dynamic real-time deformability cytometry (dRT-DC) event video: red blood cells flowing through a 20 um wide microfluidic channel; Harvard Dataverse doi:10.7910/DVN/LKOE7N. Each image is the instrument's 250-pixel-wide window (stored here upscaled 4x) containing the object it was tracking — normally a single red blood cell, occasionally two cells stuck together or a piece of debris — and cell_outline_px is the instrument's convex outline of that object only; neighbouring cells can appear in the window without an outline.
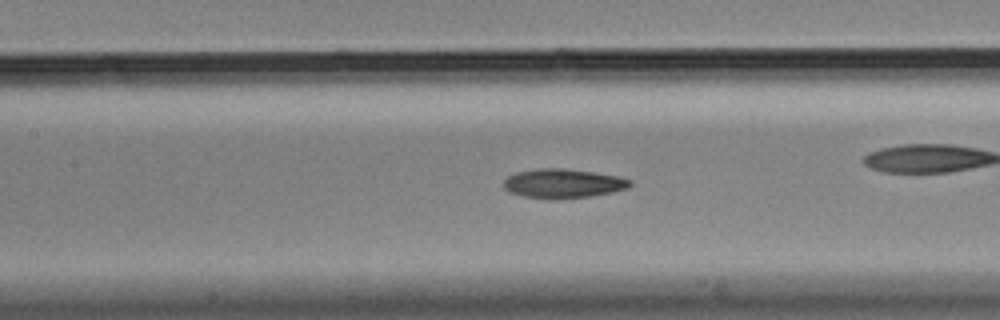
{"species": "Egyptian fruit bat (a non-hibernating species)", "species_latin": "Rousettus aegyptiacus", "temperature_condition": "cold", "stored_images_in_passage": 57, "camera_frame_rate_fps": 3000, "um_per_image_px": 0.085, "animal": {"sex": "male"}, "frame": {"image": 1, "passage_image": 25, "time_ms": 8.0, "image_size_px": [1000, 320], "cell_outline_px": [[632, 184], [628, 188], [612, 192], [592, 196], [556, 200], [548, 200], [524, 196], [508, 192], [504, 188], [504, 180], [508, 176], [516, 172], [540, 168], [564, 168], [592, 172], [616, 176], [632, 180]], "centroid_in_image_um": [47.84, 15.61], "position_along_channel_um": 159.6, "area_um2": 21.73}, "authors_computed_cell_mechanics": {"area_um2": 20.9814, "velocity_mm_per_s": 3.479, "shape_relaxation_time_tau1_ms": 5.3247, "shape_relaxation_time_tau2_ms": 4.1458, "deformation_change_tau1": 0.1725, "deformation_change_tau2": 0.1192}}